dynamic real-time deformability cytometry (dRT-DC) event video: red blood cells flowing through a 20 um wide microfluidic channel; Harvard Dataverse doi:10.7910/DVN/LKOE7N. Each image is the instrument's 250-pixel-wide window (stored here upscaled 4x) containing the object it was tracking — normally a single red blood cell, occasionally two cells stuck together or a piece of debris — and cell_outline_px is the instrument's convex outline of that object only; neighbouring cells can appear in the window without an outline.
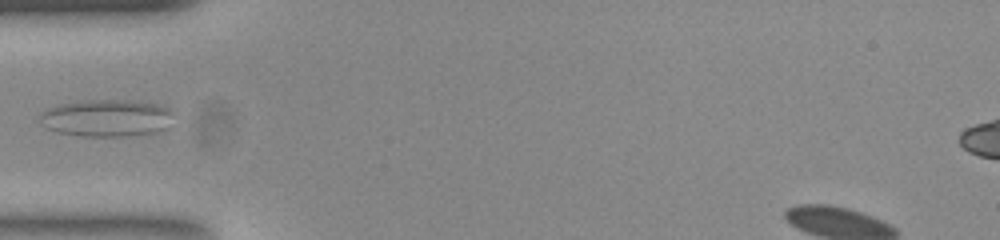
{"species": "common noctule bat (a hibernating species)", "species_latin": "Nyctalus noctula", "temperature_condition": "room temperature", "stored_images_in_passage": 33, "camera_frame_rate_fps": 3000, "um_per_image_px": 0.085, "animal": {"sex": "female", "body_mass_g": 23.0, "forearm_length_mm": 53.4}, "frame": {"image": 1, "passage_image": 1, "time_ms": 0.0, "image_size_px": [1000, 240], "cell_outline_px": [[172, 112], [160, 128], [148, 132], [120, 136], [84, 136], [60, 132], [48, 128], [36, 116], [48, 108], [56, 104], [84, 100], [144, 100], [164, 104]], "centroid_in_image_um": [8.96, 9.97], "position_along_channel_um": 76.0, "area_um2": 28.44}}
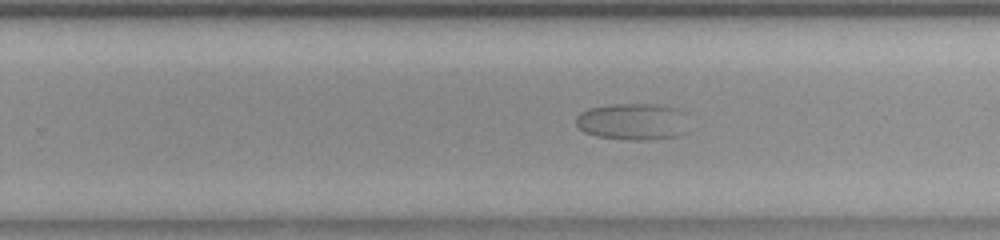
{"frame": {"image": 2, "passage_image": 18, "time_ms": 5.667, "image_size_px": [1000, 240], "cell_outline_px": [[680, 112], [672, 136], [600, 136], [588, 132], [580, 128], [576, 124], [576, 116], [580, 112], [588, 108], [612, 104], [664, 104], [676, 108]], "centroid_in_image_um": [53.49, 10.21], "position_along_channel_um": 276.3, "area_um2": 21.21}}
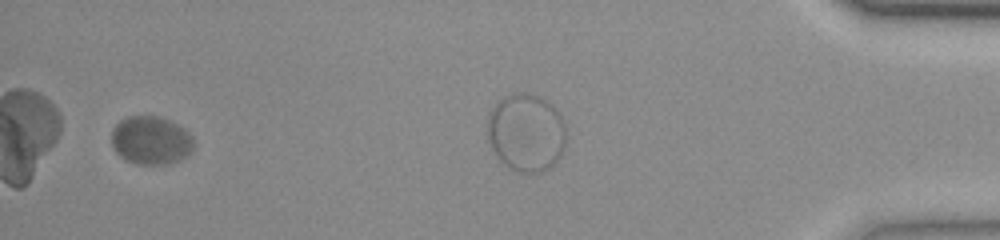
{"frame": {"image": 3, "passage_image": 30, "time_ms": 9.667, "image_size_px": [1000, 240], "cell_outline_px": [[192, 148], [184, 156], [176, 160], [164, 164], [140, 164], [124, 160], [112, 148], [112, 128], [120, 120], [128, 116], [156, 116], [168, 120], [184, 128], [192, 136]], "centroid_in_image_um": [12.77, 11.91], "position_along_channel_um": 422.4, "area_um2": 22.83}}